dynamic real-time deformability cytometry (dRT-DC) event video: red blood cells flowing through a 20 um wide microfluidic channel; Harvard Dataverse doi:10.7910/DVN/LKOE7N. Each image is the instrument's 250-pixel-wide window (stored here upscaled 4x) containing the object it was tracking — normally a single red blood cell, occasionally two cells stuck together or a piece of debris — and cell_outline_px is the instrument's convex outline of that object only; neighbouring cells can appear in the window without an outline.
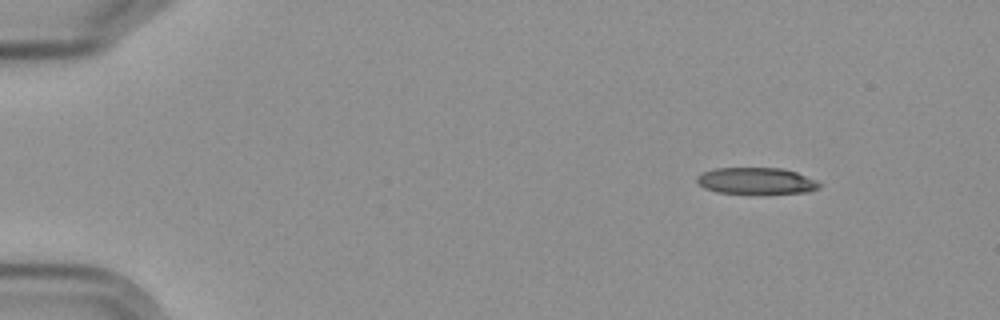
{"species": "Egyptian fruit bat (a non-hibernating species)", "species_latin": "Rousettus aegyptiacus", "temperature_condition": "cold", "stored_images_in_passage": 6, "camera_frame_rate_fps": 3000, "um_per_image_px": 0.085, "frame": {"image": 1, "passage_image": 2, "time_ms": 1.0, "image_size_px": [1000, 320], "cell_outline_px": [[820, 188], [808, 192], [716, 192], [704, 188], [696, 180], [696, 176], [704, 172], [716, 168], [784, 168], [796, 172], [816, 180], [820, 184]], "centroid_in_image_um": [64.28, 15.35], "position_along_channel_um": 20.7, "area_um2": 18.44}}
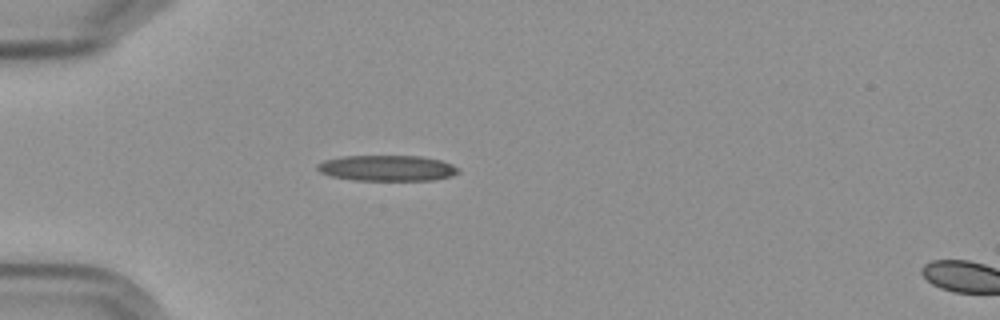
{"frame": {"image": 2, "passage_image": 5, "time_ms": 4.333, "image_size_px": [1000, 320], "cell_outline_px": [[460, 172], [452, 176], [432, 180], [356, 180], [332, 176], [320, 172], [316, 168], [316, 164], [324, 160], [344, 156], [420, 156], [440, 160], [452, 164], [460, 168]], "centroid_in_image_um": [32.93, 14.29], "position_along_channel_um": 52.1, "area_um2": 21.15}}